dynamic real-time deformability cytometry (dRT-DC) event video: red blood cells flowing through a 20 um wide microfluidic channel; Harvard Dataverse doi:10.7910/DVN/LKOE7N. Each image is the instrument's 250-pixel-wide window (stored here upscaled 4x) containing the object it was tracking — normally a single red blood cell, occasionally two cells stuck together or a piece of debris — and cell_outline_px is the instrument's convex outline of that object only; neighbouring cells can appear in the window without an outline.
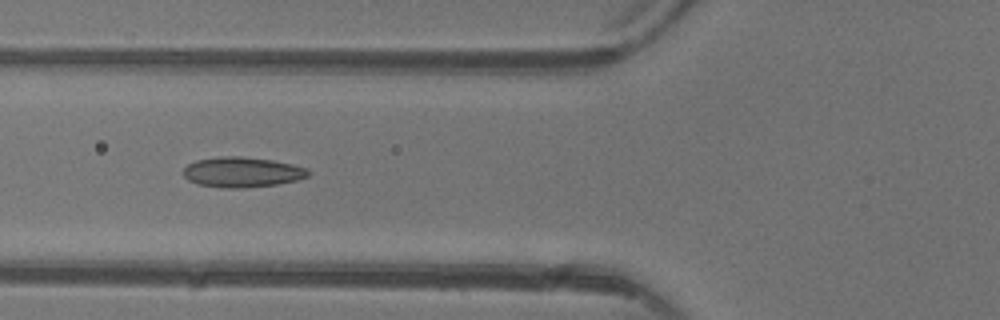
{"species": "common noctule bat (a hibernating species)", "species_latin": "Nyctalus noctula", "temperature_condition": "warm", "stored_images_in_passage": 6, "camera_frame_rate_fps": 3000, "um_per_image_px": 0.085, "animal": {"sex": "female"}, "frame": {"image": 1, "passage_image": 6, "time_ms": 5.667, "image_size_px": [1000, 320], "cell_outline_px": [[312, 172], [308, 176], [296, 180], [276, 184], [244, 188], [220, 188], [200, 184], [188, 180], [184, 176], [184, 168], [188, 164], [196, 160], [224, 156], [240, 156], [272, 160], [292, 164], [308, 168]], "centroid_in_image_um": [20.6, 14.63], "position_along_channel_um": 105.2, "area_um2": 21.96}}